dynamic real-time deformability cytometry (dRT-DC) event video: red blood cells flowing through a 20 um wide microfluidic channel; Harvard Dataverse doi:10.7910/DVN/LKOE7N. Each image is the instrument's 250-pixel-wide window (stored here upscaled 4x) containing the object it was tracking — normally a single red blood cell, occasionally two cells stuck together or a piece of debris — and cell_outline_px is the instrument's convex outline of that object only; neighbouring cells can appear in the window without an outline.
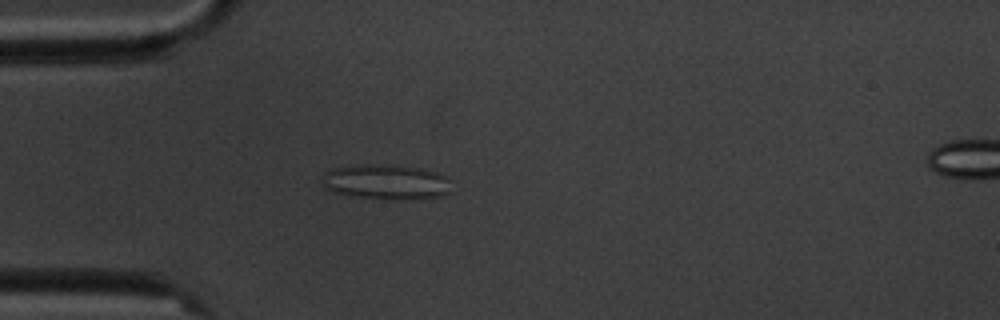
{"species": "common noctule bat (a hibernating species)", "species_latin": "Nyctalus noctula", "temperature_condition": "cold", "stored_images_in_passage": 2, "camera_frame_rate_fps": 3000, "um_per_image_px": 0.085, "animal": {"sex": "male", "body_mass_g": 20.1, "forearm_length_mm": 53.5}, "frame": {"image": 1, "passage_image": 1, "time_ms": 0.0, "image_size_px": [1000, 320], "cell_outline_px": [[452, 192], [440, 196], [384, 200], [352, 196], [332, 192], [324, 184], [324, 172], [332, 168], [360, 164], [388, 164], [420, 168], [436, 172], [444, 176], [448, 180]], "centroid_in_image_um": [32.8, 15.46], "position_along_channel_um": 52.2, "area_um2": 26.41}}